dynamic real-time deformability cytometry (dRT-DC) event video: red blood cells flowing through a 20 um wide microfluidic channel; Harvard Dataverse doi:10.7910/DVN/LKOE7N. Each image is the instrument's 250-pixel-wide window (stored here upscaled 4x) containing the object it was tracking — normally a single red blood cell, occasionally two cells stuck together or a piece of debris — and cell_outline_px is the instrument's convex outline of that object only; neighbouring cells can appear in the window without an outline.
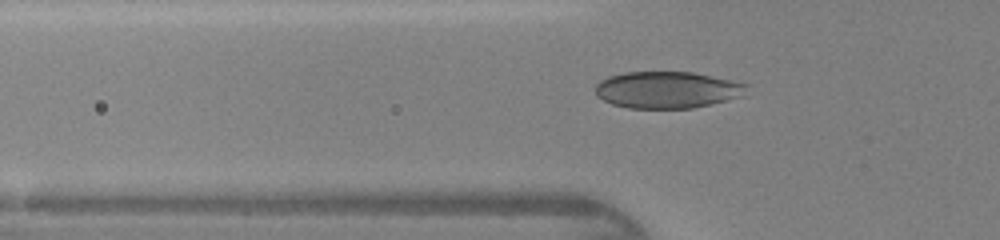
{"species": "human", "species_latin": "Homo sapiens", "temperature_condition": "warm", "stored_images_in_passage": 43, "camera_frame_rate_fps": 3000, "um_per_image_px": 0.085, "donor": {"sex": "female"}, "frame": {"image": 1, "passage_image": 14, "time_ms": 4.333, "image_size_px": [1000, 240], "cell_outline_px": [[748, 84], [744, 96], [692, 108], [628, 108], [612, 104], [596, 96], [596, 84], [600, 80], [608, 76], [624, 72], [692, 72], [712, 76]], "centroid_in_image_um": [56.69, 7.63], "position_along_channel_um": 69.1, "area_um2": 32.37}}
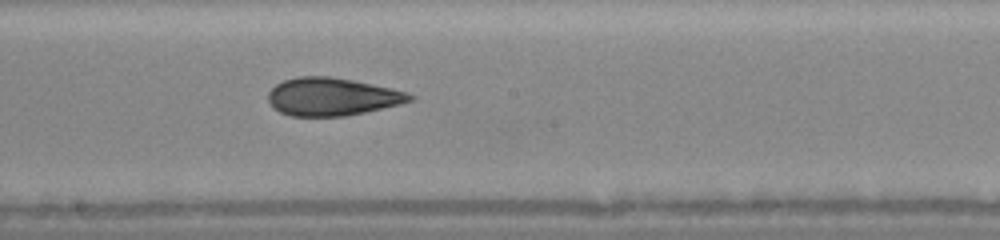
{"frame": {"image": 2, "passage_image": 24, "time_ms": 7.667, "image_size_px": [1000, 240], "cell_outline_px": [[416, 100], [400, 104], [364, 112], [344, 116], [292, 116], [280, 112], [272, 108], [268, 100], [268, 92], [276, 84], [284, 80], [296, 76], [332, 76], [392, 88], [408, 92], [416, 96]], "centroid_in_image_um": [28.24, 8.21], "position_along_channel_um": 220.0, "area_um2": 31.44}}
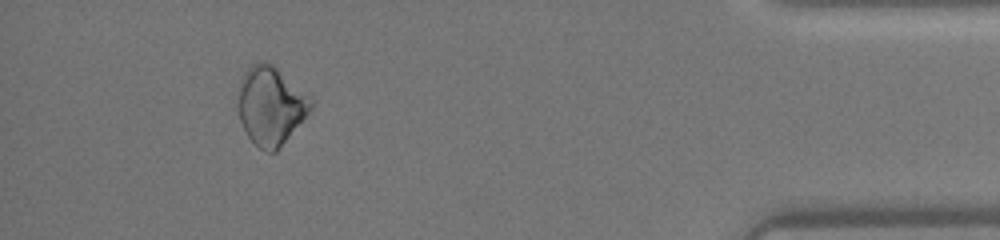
{"frame": {"image": 3, "passage_image": 40, "time_ms": 13.0, "image_size_px": [1000, 240], "cell_outline_px": [[316, 100], [312, 108], [276, 152], [268, 152], [260, 148], [248, 136], [240, 120], [240, 80], [244, 72], [252, 64], [260, 60], [272, 64], [312, 96]], "centroid_in_image_um": [23.06, 8.95], "position_along_channel_um": 412.1, "area_um2": 32.95}}